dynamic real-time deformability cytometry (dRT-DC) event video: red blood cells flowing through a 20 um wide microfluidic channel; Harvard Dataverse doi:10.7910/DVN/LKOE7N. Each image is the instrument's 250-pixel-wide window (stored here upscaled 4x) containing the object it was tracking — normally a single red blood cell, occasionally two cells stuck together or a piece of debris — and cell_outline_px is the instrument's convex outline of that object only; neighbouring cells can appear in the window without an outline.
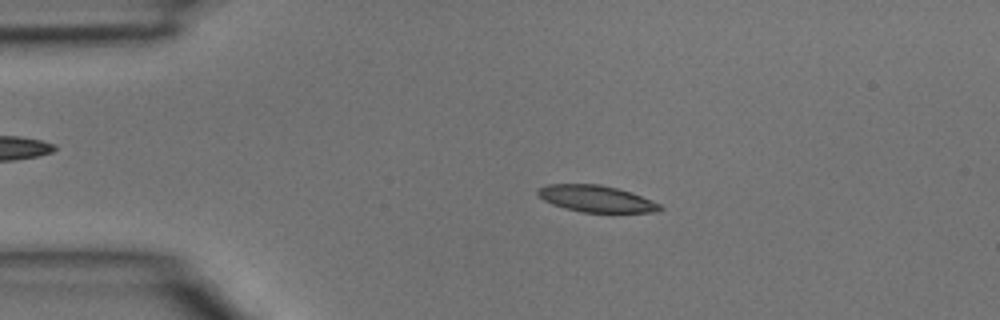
{"species": "common noctule bat (a hibernating species)", "species_latin": "Nyctalus noctula", "temperature_condition": "room temperature", "stored_images_in_passage": 4, "camera_frame_rate_fps": 3000, "um_per_image_px": 0.085, "animal": {"sex": "male", "body_mass_g": 15.6}, "frame": {"image": 1, "passage_image": 3, "time_ms": 0.667, "image_size_px": [1000, 320], "cell_outline_px": [[664, 208], [656, 212], [580, 212], [564, 208], [552, 204], [544, 200], [536, 192], [540, 188], [548, 184], [600, 184], [632, 192], [660, 204]], "centroid_in_image_um": [50.69, 16.89], "position_along_channel_um": 34.3, "area_um2": 18.84}}